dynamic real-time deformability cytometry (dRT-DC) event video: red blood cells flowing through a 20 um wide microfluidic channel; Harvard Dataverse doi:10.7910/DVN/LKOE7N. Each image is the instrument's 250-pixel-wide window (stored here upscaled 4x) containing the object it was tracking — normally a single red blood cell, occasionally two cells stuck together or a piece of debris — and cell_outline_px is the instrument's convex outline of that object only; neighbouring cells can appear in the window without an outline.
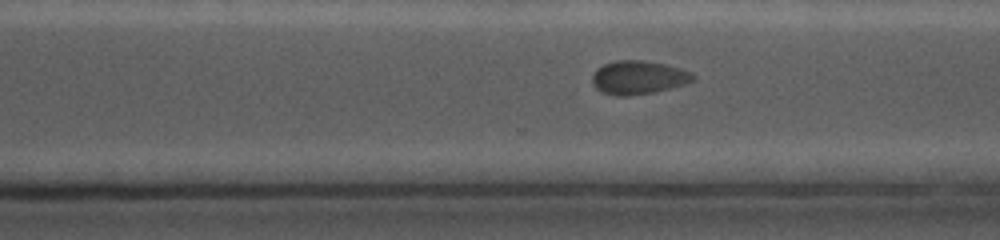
{"species": "common noctule bat (a hibernating species)", "species_latin": "Nyctalus noctula", "temperature_condition": "cold", "stored_images_in_passage": 47, "camera_frame_rate_fps": 5000, "um_per_image_px": 0.085, "animal": {"sex": "female", "body_mass_g": 19.0, "forearm_length_mm": 56.7}, "frame": {"image": 1, "passage_image": 34, "time_ms": 7.6, "image_size_px": [1000, 240], "cell_outline_px": [[696, 80], [688, 84], [656, 92], [628, 96], [616, 96], [600, 92], [592, 84], [592, 76], [596, 68], [604, 64], [616, 60], [640, 60], [664, 64], [680, 68], [696, 76]], "centroid_in_image_um": [54.26, 6.6], "position_along_channel_um": 316.3, "area_um2": 20.0}}
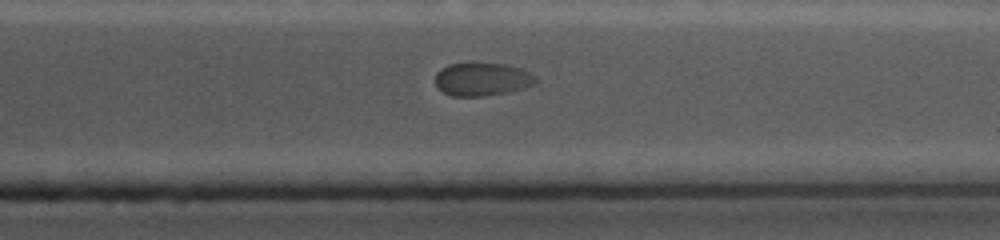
{"frame": {"image": 2, "passage_image": 40, "time_ms": 9.0, "image_size_px": [1000, 240], "cell_outline_px": [[536, 84], [508, 92], [484, 96], [452, 96], [444, 92], [436, 84], [436, 72], [440, 68], [448, 64], [504, 64], [520, 68], [536, 76]], "centroid_in_image_um": [40.98, 6.74], "position_along_channel_um": 370.4, "area_um2": 19.13}}
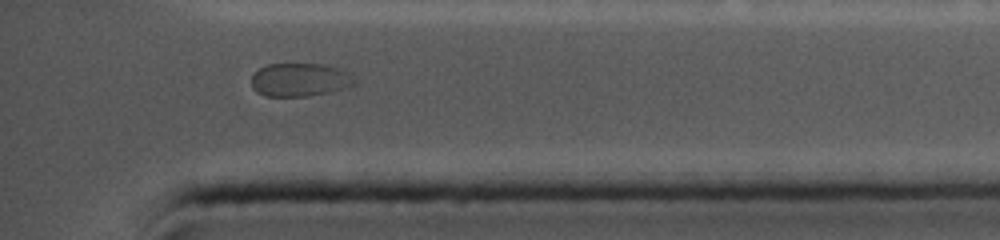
{"frame": {"image": 3, "passage_image": 45, "time_ms": 10.0, "image_size_px": [1000, 240], "cell_outline_px": [[356, 84], [352, 88], [332, 92], [308, 96], [264, 96], [256, 92], [252, 88], [252, 72], [268, 64], [324, 64], [340, 68], [348, 72], [356, 80]], "centroid_in_image_um": [25.53, 6.79], "position_along_channel_um": 409.7, "area_um2": 20.52}}